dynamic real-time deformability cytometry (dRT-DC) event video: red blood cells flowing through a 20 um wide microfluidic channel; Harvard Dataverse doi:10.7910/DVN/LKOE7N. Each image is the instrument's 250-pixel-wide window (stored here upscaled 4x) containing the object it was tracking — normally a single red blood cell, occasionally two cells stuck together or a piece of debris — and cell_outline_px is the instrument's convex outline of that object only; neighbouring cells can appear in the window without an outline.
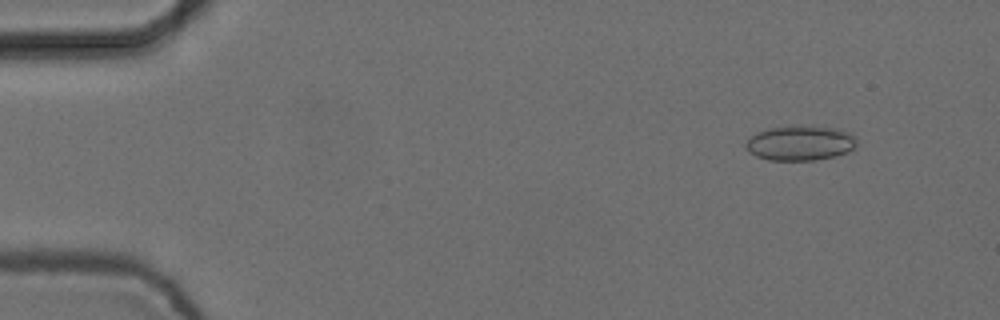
{"species": "common noctule bat (a hibernating species)", "species_latin": "Nyctalus noctula", "temperature_condition": "cold", "stored_images_in_passage": 4, "camera_frame_rate_fps": 3000, "um_per_image_px": 0.085, "animal": {"sex": "female", "body_mass_g": 24.6, "forearm_length_mm": 56.2}, "frame": {"image": 1, "passage_image": 2, "time_ms": 0.333, "image_size_px": [1000, 320], "cell_outline_px": [[856, 148], [848, 152], [836, 156], [816, 160], [768, 160], [756, 156], [748, 152], [744, 148], [744, 144], [756, 132], [772, 128], [836, 128], [852, 132], [856, 136]], "centroid_in_image_um": [68.04, 12.2], "position_along_channel_um": 17.0, "area_um2": 22.2}}